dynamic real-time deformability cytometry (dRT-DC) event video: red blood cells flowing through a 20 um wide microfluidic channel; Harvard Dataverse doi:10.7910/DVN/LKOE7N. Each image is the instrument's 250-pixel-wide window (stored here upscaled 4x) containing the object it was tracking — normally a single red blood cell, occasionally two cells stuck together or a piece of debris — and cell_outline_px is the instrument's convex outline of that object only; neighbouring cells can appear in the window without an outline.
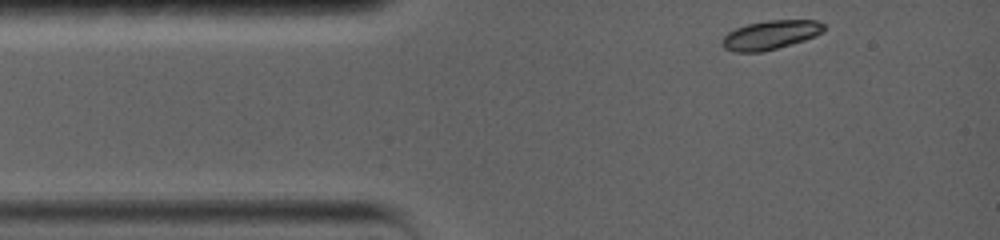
{"species": "common noctule bat (a hibernating species)", "species_latin": "Nyctalus noctula", "temperature_condition": "warm", "stored_images_in_passage": 62, "camera_frame_rate_fps": 5000, "um_per_image_px": 0.085, "animal": {"sex": "female", "body_mass_g": 19.0, "forearm_length_mm": 56.7}, "frame": {"image": 1, "passage_image": 1, "time_ms": 0.0, "image_size_px": [1000, 240], "cell_outline_px": [[828, 28], [824, 32], [816, 36], [792, 44], [760, 52], [732, 52], [724, 48], [720, 44], [724, 36], [728, 32], [736, 28], [748, 24], [768, 20], [816, 20], [824, 24]], "centroid_in_image_um": [65.51, 2.97], "position_along_channel_um": 19.5, "area_um2": 17.34}}
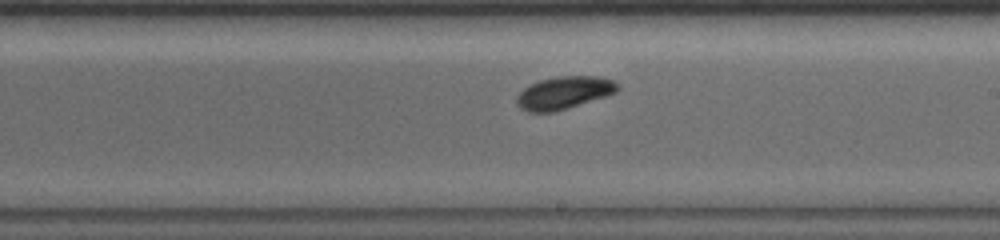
{"frame": {"image": 2, "passage_image": 36, "time_ms": 7.0, "image_size_px": [1000, 240], "cell_outline_px": [[620, 88], [616, 92], [608, 96], [568, 108], [552, 112], [528, 112], [520, 108], [516, 104], [516, 96], [524, 88], [540, 80], [560, 76], [596, 76], [612, 80], [620, 84]], "centroid_in_image_um": [47.96, 7.89], "position_along_channel_um": 241.0, "area_um2": 19.25}}
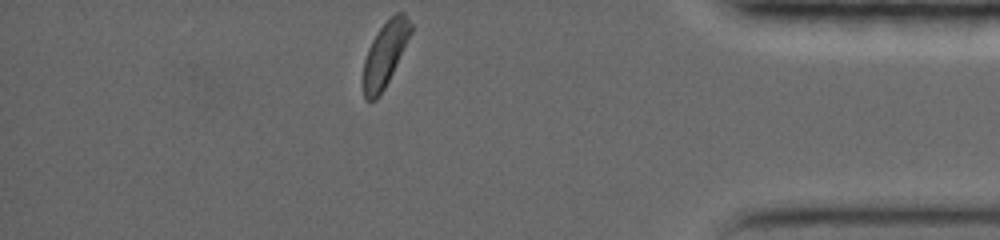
{"frame": {"image": 3, "passage_image": 62, "time_ms": 12.2, "image_size_px": [1000, 240], "cell_outline_px": [[412, 32], [384, 88], [376, 100], [364, 100], [364, 60], [368, 48], [372, 40], [380, 28], [396, 12], [404, 12], [412, 24]], "centroid_in_image_um": [32.73, 4.58], "position_along_channel_um": 402.5, "area_um2": 17.4}, "authors_computed_cell_mechanics": {"area_um2": 18.496, "velocity_mm_per_s": 3.7271, "shape_relaxation_time_tau1_ms": 2.2482, "shape_relaxation_time_tau2_ms": null, "deformation_change_tau1": 0.099, "deformation_change_tau2": null}}